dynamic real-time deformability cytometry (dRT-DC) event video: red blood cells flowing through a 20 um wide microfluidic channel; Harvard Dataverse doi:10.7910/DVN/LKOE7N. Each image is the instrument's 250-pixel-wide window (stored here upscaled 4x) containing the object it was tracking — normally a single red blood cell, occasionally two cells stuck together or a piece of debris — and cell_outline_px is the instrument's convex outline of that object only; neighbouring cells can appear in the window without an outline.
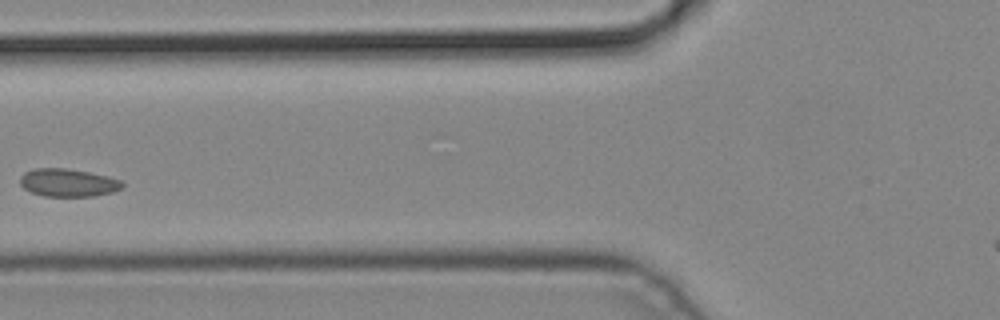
{"species": "common noctule bat (a hibernating species)", "species_latin": "Nyctalus noctula", "temperature_condition": "cold", "stored_images_in_passage": 4, "camera_frame_rate_fps": 3000, "um_per_image_px": 0.085, "animal": {"sex": "male", "body_mass_g": 19.2, "forearm_length_mm": 51.8}, "frame": {"image": 1, "passage_image": 4, "time_ms": 1.0, "image_size_px": [1000, 320], "cell_outline_px": [[124, 188], [112, 192], [92, 196], [44, 196], [32, 192], [24, 188], [20, 184], [20, 176], [24, 172], [36, 168], [64, 168], [88, 172], [108, 176], [120, 180], [124, 184]], "centroid_in_image_um": [5.79, 15.52], "position_along_channel_um": 120.0, "area_um2": 16.59}}